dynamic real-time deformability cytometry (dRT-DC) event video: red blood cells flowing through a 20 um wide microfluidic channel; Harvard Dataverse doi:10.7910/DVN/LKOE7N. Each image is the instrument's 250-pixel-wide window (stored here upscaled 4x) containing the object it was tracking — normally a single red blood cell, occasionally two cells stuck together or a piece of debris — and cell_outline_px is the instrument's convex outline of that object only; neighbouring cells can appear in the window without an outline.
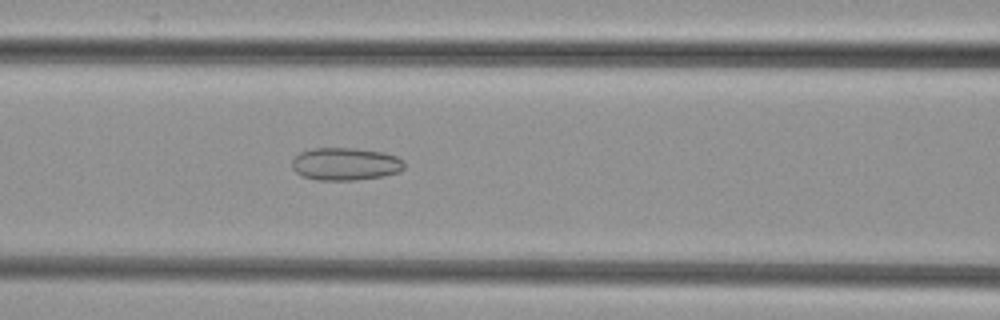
{"species": "common noctule bat (a hibernating species)", "species_latin": "Nyctalus noctula", "temperature_condition": "cold", "stored_images_in_passage": 47, "camera_frame_rate_fps": 3000, "um_per_image_px": 0.085, "animal": {"sex": "female", "body_mass_g": 29.2, "forearm_length_mm": 56.3}, "frame": {"image": 1, "passage_image": 22, "time_ms": 7.0, "image_size_px": [1000, 320], "cell_outline_px": [[404, 168], [400, 172], [384, 176], [356, 180], [316, 180], [304, 176], [296, 172], [292, 168], [292, 160], [300, 152], [312, 148], [356, 148], [384, 152], [396, 156], [404, 160]], "centroid_in_image_um": [29.39, 13.93], "position_along_channel_um": 137.2, "area_um2": 21.56}}
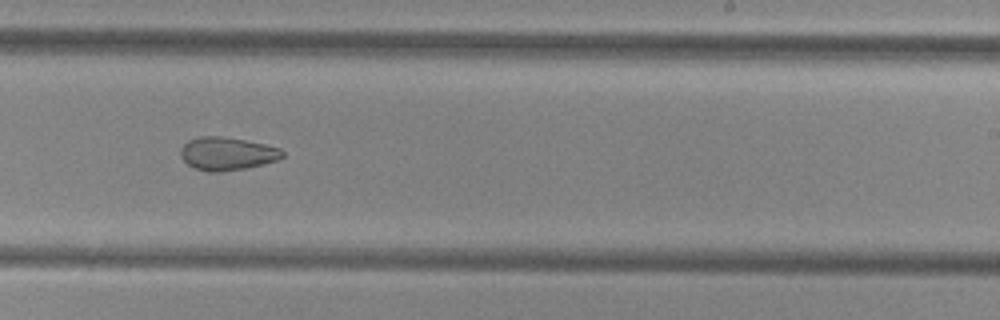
{"frame": {"image": 2, "passage_image": 32, "time_ms": 10.333, "image_size_px": [1000, 320], "cell_outline_px": [[284, 156], [276, 160], [244, 168], [220, 172], [208, 172], [196, 168], [188, 164], [180, 156], [180, 148], [188, 140], [200, 136], [220, 136], [244, 140], [264, 144], [280, 148], [284, 152]], "centroid_in_image_um": [19.27, 13.05], "position_along_channel_um": 269.7, "area_um2": 19.42}}
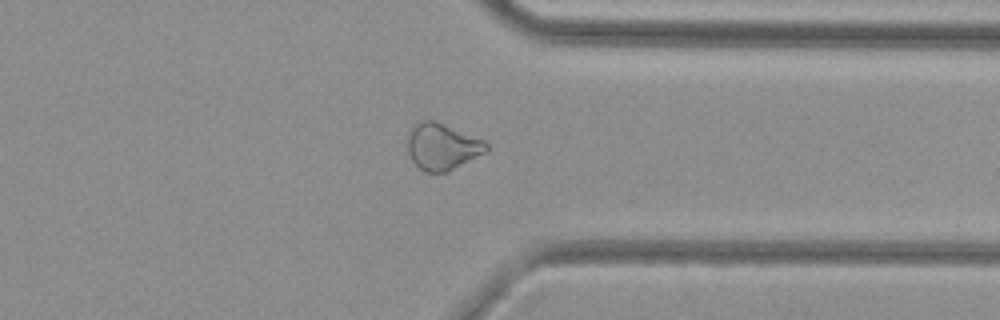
{"frame": {"image": 3, "passage_image": 40, "time_ms": 13.0, "image_size_px": [1000, 320], "cell_outline_px": [[488, 148], [484, 152], [448, 172], [424, 172], [412, 160], [408, 152], [408, 136], [412, 128], [420, 120], [436, 120], [484, 140], [488, 144]], "centroid_in_image_um": [37.58, 12.45], "position_along_channel_um": 373.8, "area_um2": 21.15}}